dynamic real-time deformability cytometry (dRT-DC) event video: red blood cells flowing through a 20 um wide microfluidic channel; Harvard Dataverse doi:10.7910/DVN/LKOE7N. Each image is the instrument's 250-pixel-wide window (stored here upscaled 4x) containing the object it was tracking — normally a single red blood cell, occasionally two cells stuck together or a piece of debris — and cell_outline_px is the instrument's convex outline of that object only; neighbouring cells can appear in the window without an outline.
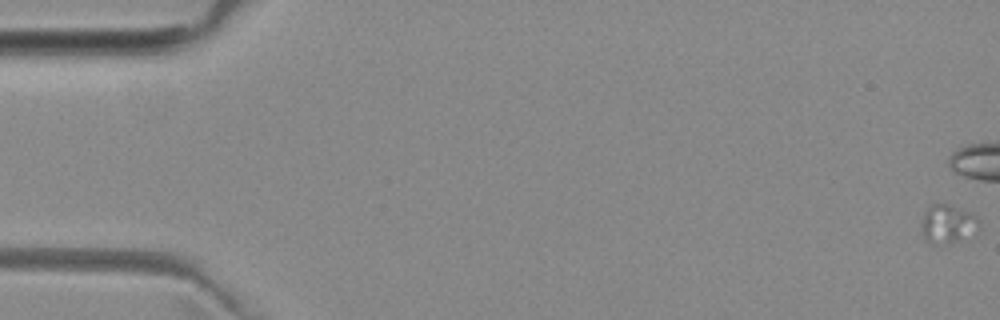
{"species": "common noctule bat (a hibernating species)", "species_latin": "Nyctalus noctula", "temperature_condition": "room temperature", "stored_images_in_passage": 10, "camera_frame_rate_fps": 3000, "um_per_image_px": 0.085, "animal": {"sex": "female", "body_mass_g": 29.2, "forearm_length_mm": 56.3}, "frame": {"image": 1, "passage_image": 1, "time_ms": 0.0, "image_size_px": [1000, 320], "cell_outline_px": [[980, 232], [944, 244], [932, 244], [924, 236], [920, 224], [924, 212], [932, 204], [948, 204], [968, 212], [976, 216], [980, 220]], "centroid_in_image_um": [80.58, 19.03], "position_along_channel_um": 4.4, "area_um2": 12.95}}